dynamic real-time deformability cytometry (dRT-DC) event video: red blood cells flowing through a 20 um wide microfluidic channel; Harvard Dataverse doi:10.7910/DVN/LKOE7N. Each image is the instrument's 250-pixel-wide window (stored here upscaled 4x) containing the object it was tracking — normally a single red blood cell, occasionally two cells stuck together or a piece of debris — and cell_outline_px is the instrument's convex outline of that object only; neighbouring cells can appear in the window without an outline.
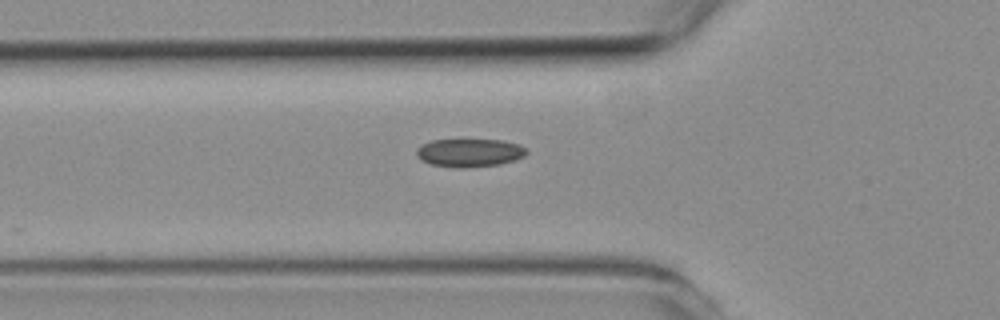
{"species": "common noctule bat (a hibernating species)", "species_latin": "Nyctalus noctula", "temperature_condition": "room temperature", "stored_images_in_passage": 3, "camera_frame_rate_fps": 3000, "um_per_image_px": 0.085, "animal": {"sex": "female", "body_mass_g": 19.3, "forearm_length_mm": 54.1}, "frame": {"image": 1, "passage_image": 3, "time_ms": 2.333, "image_size_px": [1000, 320], "cell_outline_px": [[528, 152], [524, 156], [516, 160], [500, 164], [464, 168], [456, 168], [428, 164], [420, 160], [416, 156], [416, 148], [420, 144], [432, 140], [504, 140], [520, 144], [528, 148]], "centroid_in_image_um": [39.9, 12.99], "position_along_channel_um": 85.9, "area_um2": 18.5}}